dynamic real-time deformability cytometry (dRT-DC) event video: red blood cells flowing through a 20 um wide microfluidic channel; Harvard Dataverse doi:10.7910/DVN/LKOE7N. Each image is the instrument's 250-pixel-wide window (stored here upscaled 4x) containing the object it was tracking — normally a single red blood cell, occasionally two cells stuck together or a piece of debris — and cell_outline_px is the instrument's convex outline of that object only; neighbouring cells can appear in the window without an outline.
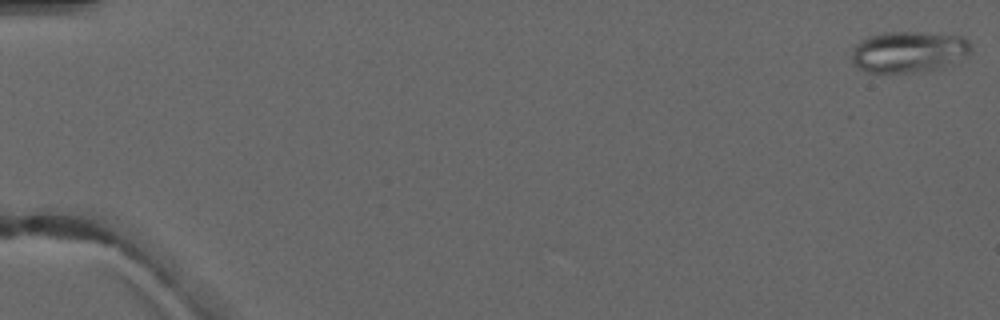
{"species": "common noctule bat (a hibernating species)", "species_latin": "Nyctalus noctula", "temperature_condition": "warm", "stored_images_in_passage": 4, "camera_frame_rate_fps": 3000, "um_per_image_px": 0.085, "animal": {"sex": "male", "forearm_length_mm": 52.5}, "frame": {"image": 1, "passage_image": 1, "time_ms": 0.0, "image_size_px": [1000, 320], "cell_outline_px": [[972, 48], [960, 64], [940, 68], [916, 72], [868, 72], [852, 64], [852, 52], [856, 44], [860, 40], [868, 36], [884, 32], [924, 32], [964, 36], [972, 44]], "centroid_in_image_um": [77.31, 4.4], "position_along_channel_um": 7.7, "area_um2": 29.25}}